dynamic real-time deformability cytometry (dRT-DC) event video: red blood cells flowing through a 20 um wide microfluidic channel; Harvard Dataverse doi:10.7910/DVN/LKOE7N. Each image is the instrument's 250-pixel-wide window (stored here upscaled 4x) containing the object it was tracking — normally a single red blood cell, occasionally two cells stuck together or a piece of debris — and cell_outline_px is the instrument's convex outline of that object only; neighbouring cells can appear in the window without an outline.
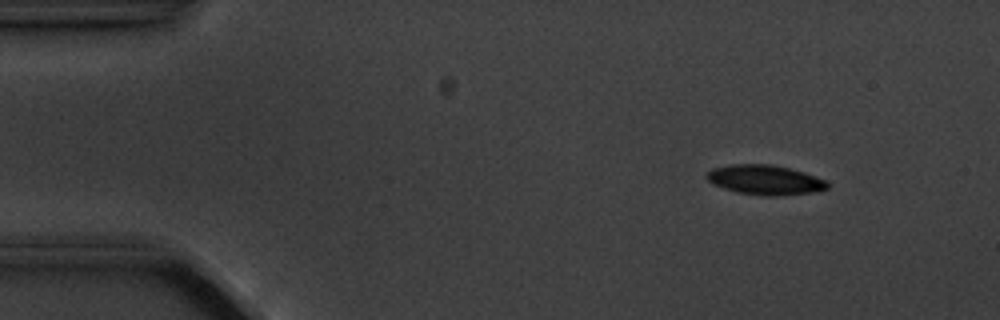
{"species": "common noctule bat (a hibernating species)", "species_latin": "Nyctalus noctula", "temperature_condition": "cold", "stored_images_in_passage": 4, "camera_frame_rate_fps": 3000, "um_per_image_px": 0.085, "animal": {"sex": "male", "body_mass_g": 20.1, "forearm_length_mm": 53.5}, "frame": {"image": 1, "passage_image": 1, "time_ms": 0.0, "image_size_px": [1000, 320], "cell_outline_px": [[828, 188], [816, 192], [776, 196], [764, 196], [736, 192], [712, 184], [704, 176], [712, 168], [732, 164], [768, 164], [788, 168], [804, 172], [824, 180], [828, 184]], "centroid_in_image_um": [64.99, 15.3], "position_along_channel_um": 20.0, "area_um2": 20.87}}